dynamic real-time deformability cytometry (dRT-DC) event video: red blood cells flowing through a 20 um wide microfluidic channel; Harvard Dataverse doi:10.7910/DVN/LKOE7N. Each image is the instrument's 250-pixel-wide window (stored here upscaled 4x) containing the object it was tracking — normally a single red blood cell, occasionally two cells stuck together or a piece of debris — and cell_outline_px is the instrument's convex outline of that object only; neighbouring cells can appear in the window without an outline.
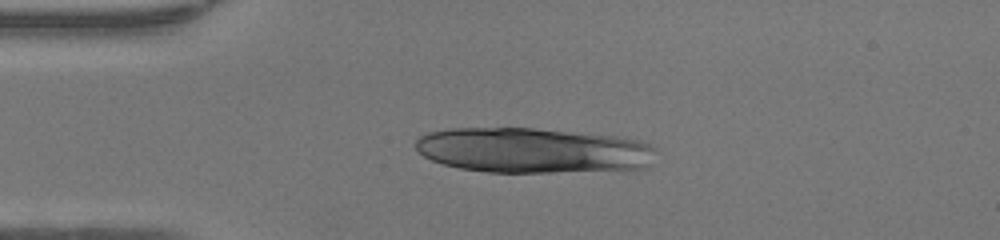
{"species": "human", "species_latin": "Homo sapiens", "temperature_condition": "warm", "stored_images_in_passage": 13, "camera_frame_rate_fps": 3000, "um_per_image_px": 0.085, "donor": {"sex": "female"}, "frame": {"image": 1, "passage_image": 10, "time_ms": 3.0, "image_size_px": [1000, 240], "cell_outline_px": [[656, 148], [648, 164], [644, 168], [548, 172], [488, 172], [460, 168], [444, 164], [432, 160], [424, 156], [416, 148], [416, 140], [420, 136], [428, 132], [448, 128], [532, 128], [616, 136], [640, 140]], "centroid_in_image_um": [45.25, 12.77], "position_along_channel_um": 39.8, "area_um2": 62.94}}